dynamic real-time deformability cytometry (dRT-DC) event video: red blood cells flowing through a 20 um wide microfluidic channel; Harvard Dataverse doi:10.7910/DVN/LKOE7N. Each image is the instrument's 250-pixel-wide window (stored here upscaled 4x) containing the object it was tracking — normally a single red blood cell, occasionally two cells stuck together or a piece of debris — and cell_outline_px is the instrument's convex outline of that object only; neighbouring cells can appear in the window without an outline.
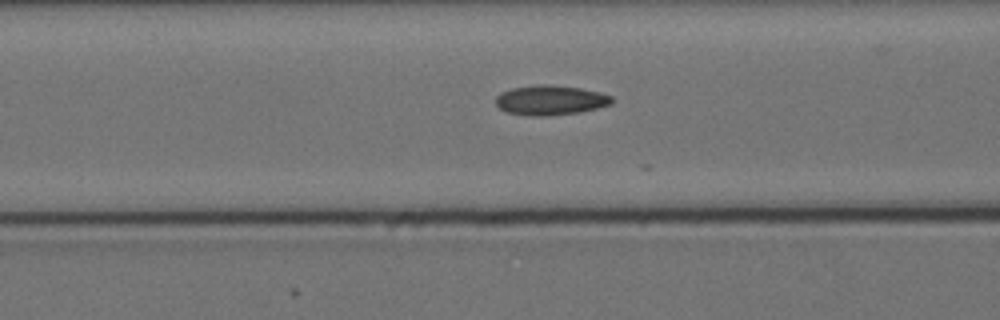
{"species": "Egyptian fruit bat (a non-hibernating species)", "species_latin": "Rousettus aegyptiacus", "temperature_condition": "cold", "stored_images_in_passage": 13, "camera_frame_rate_fps": 3000, "um_per_image_px": 0.085, "animal": {"sex": "female"}, "frame": {"image": 1, "passage_image": 8, "time_ms": 2.333, "image_size_px": [1000, 320], "cell_outline_px": [[616, 100], [612, 104], [580, 112], [548, 116], [528, 116], [508, 112], [500, 108], [496, 104], [496, 96], [500, 92], [512, 88], [540, 84], [548, 84], [580, 88], [600, 92], [612, 96]], "centroid_in_image_um": [46.81, 8.51], "position_along_channel_um": 119.8, "area_um2": 20.29}}
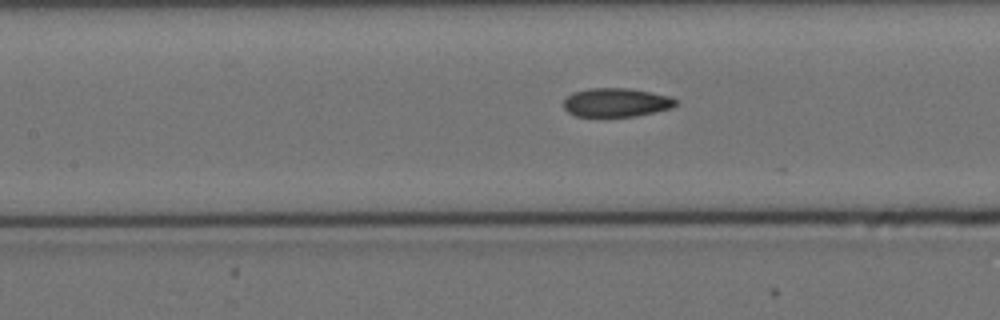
{"frame": {"image": 2, "passage_image": 11, "time_ms": 3.333, "image_size_px": [1000, 320], "cell_outline_px": [[676, 104], [672, 108], [636, 116], [576, 116], [568, 112], [564, 108], [564, 100], [572, 92], [588, 88], [628, 88], [668, 96], [676, 100]], "centroid_in_image_um": [52.34, 8.71], "position_along_channel_um": 155.1, "area_um2": 18.61}}